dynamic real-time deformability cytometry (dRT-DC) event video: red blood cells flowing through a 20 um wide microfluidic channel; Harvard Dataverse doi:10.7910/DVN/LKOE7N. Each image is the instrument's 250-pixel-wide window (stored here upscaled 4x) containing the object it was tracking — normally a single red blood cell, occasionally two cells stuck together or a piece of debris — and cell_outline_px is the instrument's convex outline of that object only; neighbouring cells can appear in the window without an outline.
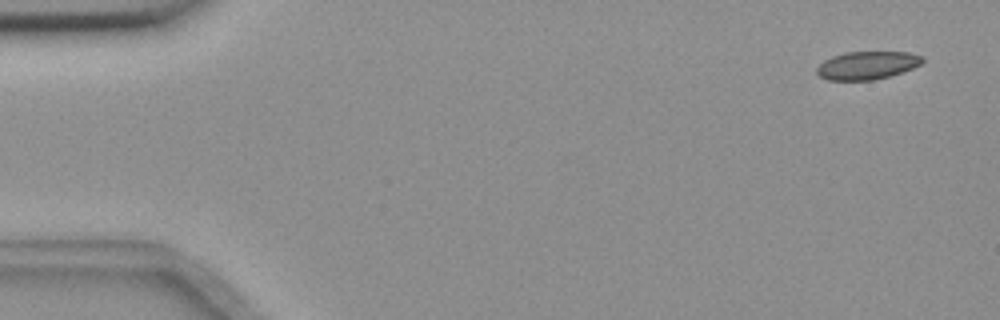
{"species": "common noctule bat (a hibernating species)", "species_latin": "Nyctalus noctula", "temperature_condition": "room temperature", "stored_images_in_passage": 5, "camera_frame_rate_fps": 3000, "um_per_image_px": 0.085, "animal": {"sex": "female", "body_mass_g": 18.4}, "frame": {"image": 1, "passage_image": 1, "time_ms": 0.0, "image_size_px": [1000, 320], "cell_outline_px": [[924, 60], [920, 64], [912, 68], [888, 76], [872, 80], [828, 80], [820, 76], [816, 72], [816, 68], [824, 60], [832, 56], [844, 52], [908, 52], [924, 56]], "centroid_in_image_um": [73.69, 5.54], "position_along_channel_um": 11.3, "area_um2": 17.17}}